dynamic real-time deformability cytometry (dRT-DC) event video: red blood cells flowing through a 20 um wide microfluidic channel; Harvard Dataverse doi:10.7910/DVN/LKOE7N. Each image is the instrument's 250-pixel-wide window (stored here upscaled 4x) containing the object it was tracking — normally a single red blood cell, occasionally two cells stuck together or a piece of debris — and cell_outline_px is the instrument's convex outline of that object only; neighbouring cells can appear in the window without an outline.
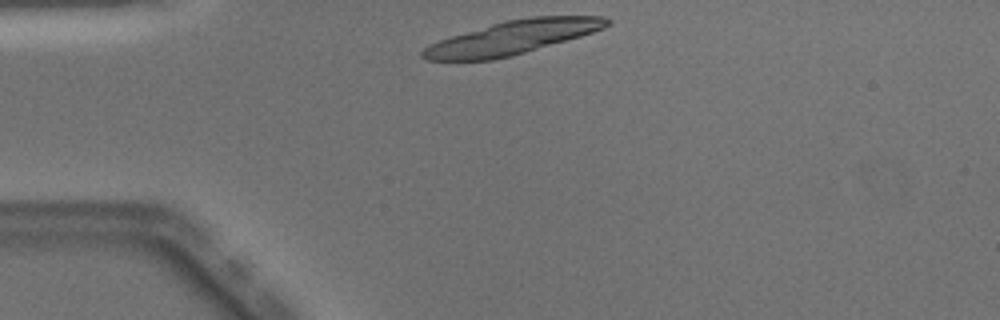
{"species": "Egyptian fruit bat (a non-hibernating species)", "species_latin": "Rousettus aegyptiacus", "temperature_condition": "warm", "stored_images_in_passage": 8, "camera_frame_rate_fps": 3000, "um_per_image_px": 0.085, "animal": {"sex": "male"}, "frame": {"image": 1, "passage_image": 1, "time_ms": 0.0, "image_size_px": [1000, 320], "cell_outline_px": [[612, 24], [604, 28], [580, 36], [512, 56], [492, 60], [428, 60], [420, 56], [420, 52], [424, 48], [440, 40], [452, 36], [504, 20], [532, 16], [604, 16], [612, 20]], "centroid_in_image_um": [43.59, 3.18], "position_along_channel_um": 41.4, "area_um2": 35.78}}